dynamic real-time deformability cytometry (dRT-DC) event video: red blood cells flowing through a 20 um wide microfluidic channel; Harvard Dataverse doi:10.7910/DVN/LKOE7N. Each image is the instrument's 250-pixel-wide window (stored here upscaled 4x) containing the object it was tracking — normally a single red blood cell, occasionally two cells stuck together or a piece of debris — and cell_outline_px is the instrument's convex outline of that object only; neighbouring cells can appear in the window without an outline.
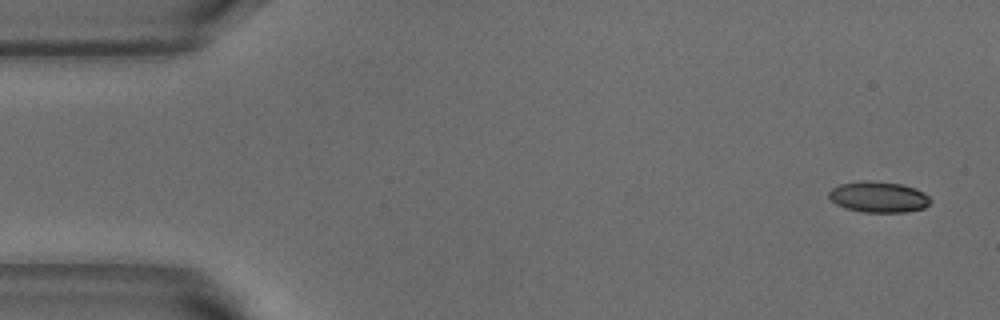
{"species": "common noctule bat (a hibernating species)", "species_latin": "Nyctalus noctula", "temperature_condition": "warm", "stored_images_in_passage": 4, "camera_frame_rate_fps": 3000, "um_per_image_px": 0.085, "animal": {"sex": "male", "body_mass_g": 18.8}, "frame": {"image": 1, "passage_image": 1, "time_ms": 0.0, "image_size_px": [1000, 320], "cell_outline_px": [[932, 200], [924, 208], [904, 212], [864, 212], [844, 208], [836, 204], [828, 196], [828, 192], [832, 188], [840, 184], [868, 180], [900, 184], [916, 188], [924, 192]], "centroid_in_image_um": [74.67, 16.74], "position_along_channel_um": 10.3, "area_um2": 18.26}}
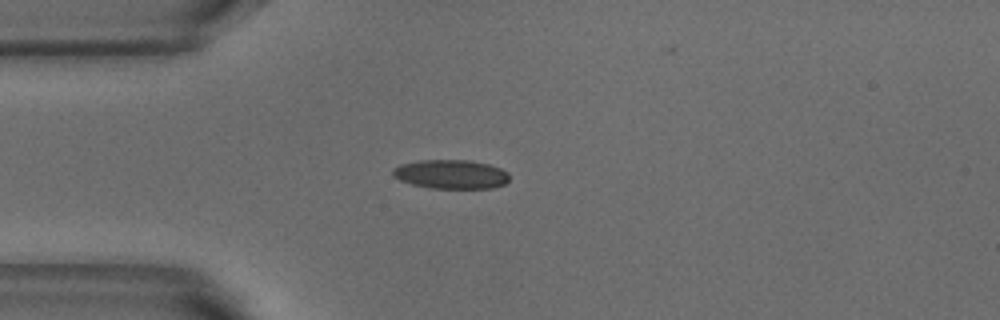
{"frame": {"image": 2, "passage_image": 4, "time_ms": 1.0, "image_size_px": [1000, 320], "cell_outline_px": [[508, 180], [504, 184], [492, 188], [428, 188], [412, 184], [400, 180], [392, 176], [392, 168], [400, 164], [416, 160], [468, 160], [488, 164], [500, 168], [508, 172]], "centroid_in_image_um": [38.29, 14.8], "position_along_channel_um": 46.7, "area_um2": 19.83}}